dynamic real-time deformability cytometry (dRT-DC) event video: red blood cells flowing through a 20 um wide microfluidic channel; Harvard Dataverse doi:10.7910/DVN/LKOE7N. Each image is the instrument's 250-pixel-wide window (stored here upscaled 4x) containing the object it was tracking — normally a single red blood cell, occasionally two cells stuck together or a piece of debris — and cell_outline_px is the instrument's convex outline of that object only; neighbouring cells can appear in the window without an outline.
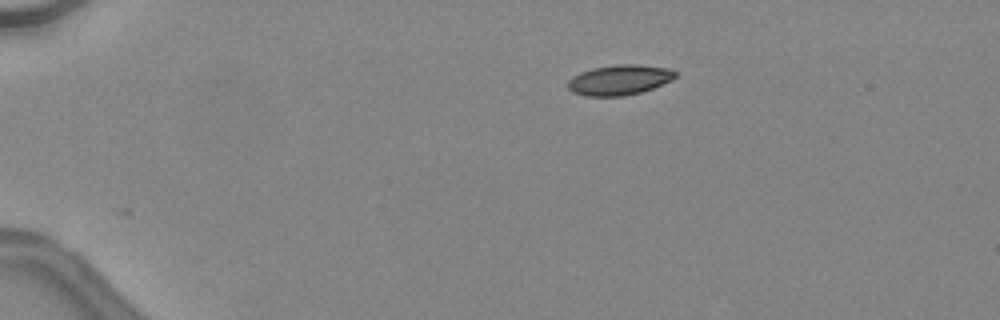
{"species": "common noctule bat (a hibernating species)", "species_latin": "Nyctalus noctula", "temperature_condition": "warm", "stored_images_in_passage": 38, "camera_frame_rate_fps": 3000, "um_per_image_px": 0.085, "animal": {"sex": "female", "body_mass_g": 24.6, "forearm_length_mm": 56.2}, "frame": {"image": 1, "passage_image": 1, "time_ms": 0.0, "image_size_px": [1000, 320], "cell_outline_px": [[676, 76], [672, 80], [652, 88], [640, 92], [624, 96], [584, 96], [572, 92], [568, 88], [568, 80], [572, 76], [580, 72], [592, 68], [616, 64], [636, 64], [672, 68], [676, 72]], "centroid_in_image_um": [52.64, 6.78], "position_along_channel_um": 32.4, "area_um2": 19.07}}
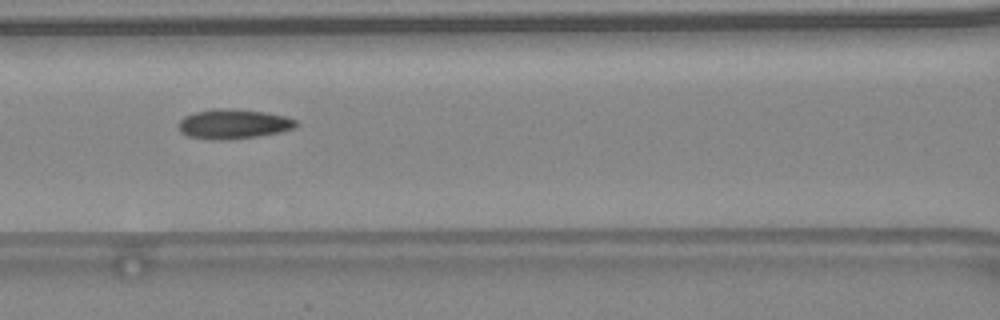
{"frame": {"image": 2, "passage_image": 14, "time_ms": 4.333, "image_size_px": [1000, 320], "cell_outline_px": [[300, 124], [296, 128], [280, 132], [256, 136], [228, 140], [212, 140], [188, 136], [180, 132], [176, 124], [184, 116], [196, 112], [216, 108], [228, 108], [264, 112], [284, 116], [296, 120]], "centroid_in_image_um": [19.82, 10.54], "position_along_channel_um": 146.8, "area_um2": 20.46}}
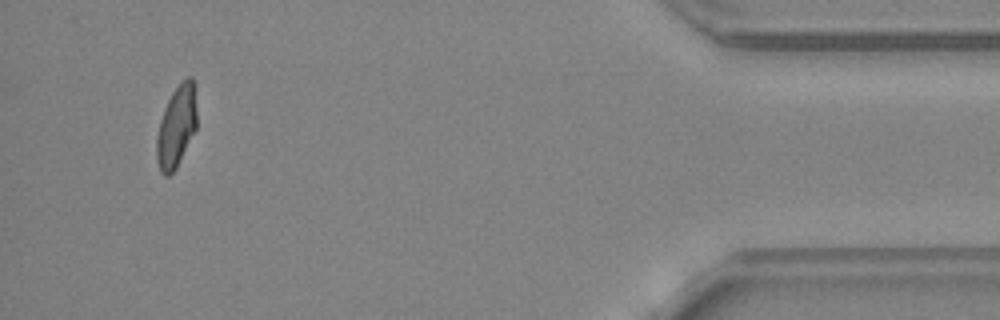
{"frame": {"image": 3, "passage_image": 36, "time_ms": 11.667, "image_size_px": [1000, 320], "cell_outline_px": [[196, 128], [176, 168], [168, 176], [164, 176], [160, 172], [156, 160], [156, 136], [160, 120], [164, 108], [172, 92], [180, 80], [188, 76], [192, 76], [196, 84]], "centroid_in_image_um": [15.0, 10.69], "position_along_channel_um": 420.2, "area_um2": 19.48}, "authors_computed_cell_mechanics": {"area_um2": 19.7676, "velocity_mm_per_s": 4.551, "shape_relaxation_time_tau1_ms": null, "shape_relaxation_time_tau2_ms": 2.5154, "deformation_change_tau1": null, "deformation_change_tau2": 0.0898}}